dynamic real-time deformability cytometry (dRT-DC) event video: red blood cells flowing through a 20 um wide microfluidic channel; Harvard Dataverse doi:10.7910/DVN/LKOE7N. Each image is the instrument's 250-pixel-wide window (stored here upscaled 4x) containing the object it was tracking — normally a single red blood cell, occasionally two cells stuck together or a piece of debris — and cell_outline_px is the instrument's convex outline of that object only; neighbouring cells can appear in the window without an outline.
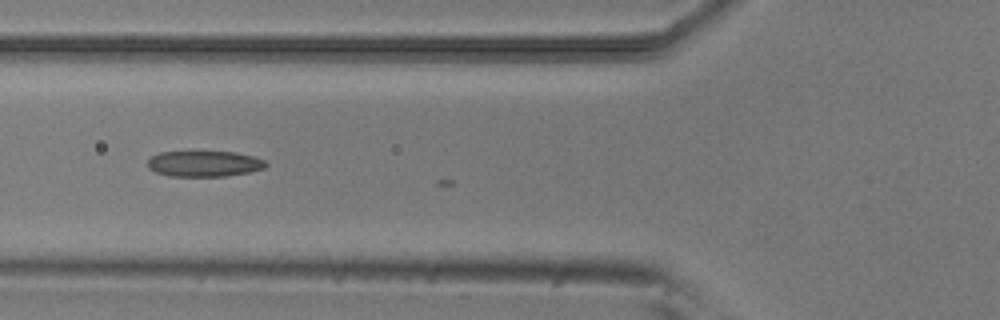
{"species": "common noctule bat (a hibernating species)", "species_latin": "Nyctalus noctula", "temperature_condition": "room temperature", "stored_images_in_passage": 5, "camera_frame_rate_fps": 3000, "um_per_image_px": 0.085, "animal": {"sex": "male", "body_mass_g": 20.5, "forearm_length_mm": 52.5}, "frame": {"image": 1, "passage_image": 3, "time_ms": 0.667, "image_size_px": [1000, 320], "cell_outline_px": [[268, 164], [264, 168], [248, 172], [224, 176], [168, 176], [156, 172], [148, 168], [148, 160], [152, 156], [160, 152], [236, 152], [252, 156], [264, 160]], "centroid_in_image_um": [17.34, 13.92], "position_along_channel_um": 108.5, "area_um2": 17.63}}